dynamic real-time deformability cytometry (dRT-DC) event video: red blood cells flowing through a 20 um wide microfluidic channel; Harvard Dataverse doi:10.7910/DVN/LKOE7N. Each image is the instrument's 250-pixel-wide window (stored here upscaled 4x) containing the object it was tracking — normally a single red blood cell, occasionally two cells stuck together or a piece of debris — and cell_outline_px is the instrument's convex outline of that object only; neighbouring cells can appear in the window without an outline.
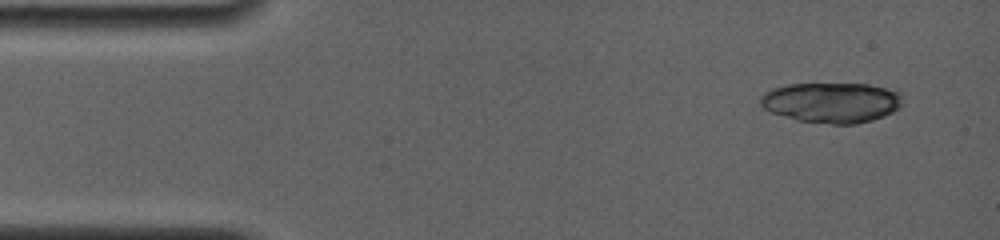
{"species": "common noctule bat (a hibernating species)", "species_latin": "Nyctalus noctula", "temperature_condition": "room temperature", "stored_images_in_passage": 14, "camera_frame_rate_fps": 4000, "um_per_image_px": 0.085, "animal": {"sex": "female", "body_mass_g": 19.0, "forearm_length_mm": 56.7}, "frame": {"image": 1, "passage_image": 4, "time_ms": 1.0, "image_size_px": [1000, 240], "cell_outline_px": [[900, 104], [892, 112], [884, 116], [872, 120], [856, 124], [832, 124], [796, 120], [772, 112], [764, 108], [760, 104], [760, 96], [764, 92], [772, 88], [788, 84], [868, 84], [900, 92]], "centroid_in_image_um": [70.64, 8.71], "position_along_channel_um": 14.4, "area_um2": 33.18}}